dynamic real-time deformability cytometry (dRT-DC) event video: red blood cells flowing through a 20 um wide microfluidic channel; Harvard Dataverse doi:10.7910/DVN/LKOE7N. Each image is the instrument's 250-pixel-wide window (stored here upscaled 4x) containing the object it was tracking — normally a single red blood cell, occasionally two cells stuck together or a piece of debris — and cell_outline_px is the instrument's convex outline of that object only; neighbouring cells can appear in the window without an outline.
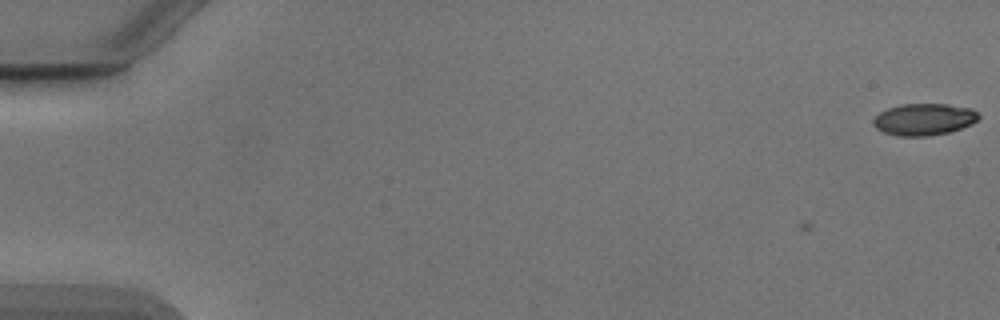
{"species": "Egyptian fruit bat (a non-hibernating species)", "species_latin": "Rousettus aegyptiacus", "temperature_condition": "cold", "stored_images_in_passage": 2, "camera_frame_rate_fps": 3000, "um_per_image_px": 0.085, "animal": {"sex": "male"}, "frame": {"image": 1, "passage_image": 2, "time_ms": 0.333, "image_size_px": [1000, 320], "cell_outline_px": [[980, 116], [972, 124], [948, 132], [928, 136], [896, 136], [884, 132], [876, 128], [872, 124], [872, 120], [880, 112], [888, 108], [900, 104], [948, 104], [972, 108]], "centroid_in_image_um": [78.52, 10.14], "position_along_channel_um": 6.5, "area_um2": 19.54}}